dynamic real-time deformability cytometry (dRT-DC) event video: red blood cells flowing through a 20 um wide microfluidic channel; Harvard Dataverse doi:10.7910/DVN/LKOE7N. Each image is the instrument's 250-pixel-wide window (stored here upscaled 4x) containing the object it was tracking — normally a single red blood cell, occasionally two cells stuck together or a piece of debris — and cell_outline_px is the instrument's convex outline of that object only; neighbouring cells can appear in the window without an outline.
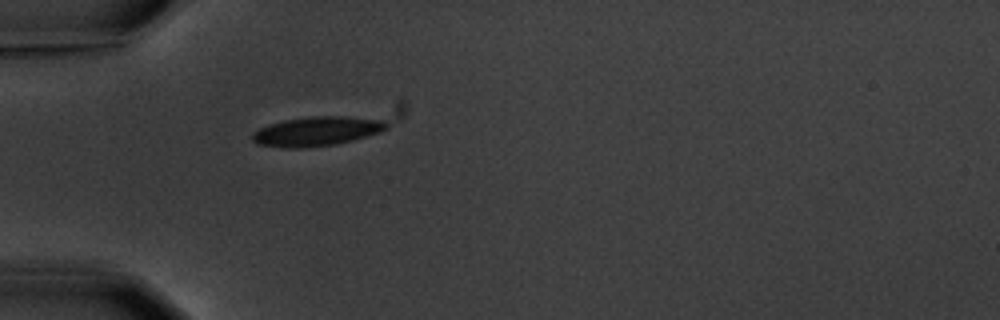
{"species": "common noctule bat (a hibernating species)", "species_latin": "Nyctalus noctula", "temperature_condition": "warm", "stored_images_in_passage": 1, "camera_frame_rate_fps": 3000, "um_per_image_px": 0.085, "animal": {"sex": "male", "body_mass_g": 20.1, "forearm_length_mm": 53.5}, "frame": {"image": 1, "passage_image": 1, "time_ms": 0.0, "image_size_px": [1000, 320], "cell_outline_px": [[388, 128], [380, 132], [352, 140], [336, 144], [304, 148], [280, 148], [256, 144], [252, 140], [252, 132], [268, 124], [284, 120], [312, 116], [344, 116], [384, 120], [388, 124]], "centroid_in_image_um": [26.89, 11.17], "position_along_channel_um": 58.1, "area_um2": 23.06}}